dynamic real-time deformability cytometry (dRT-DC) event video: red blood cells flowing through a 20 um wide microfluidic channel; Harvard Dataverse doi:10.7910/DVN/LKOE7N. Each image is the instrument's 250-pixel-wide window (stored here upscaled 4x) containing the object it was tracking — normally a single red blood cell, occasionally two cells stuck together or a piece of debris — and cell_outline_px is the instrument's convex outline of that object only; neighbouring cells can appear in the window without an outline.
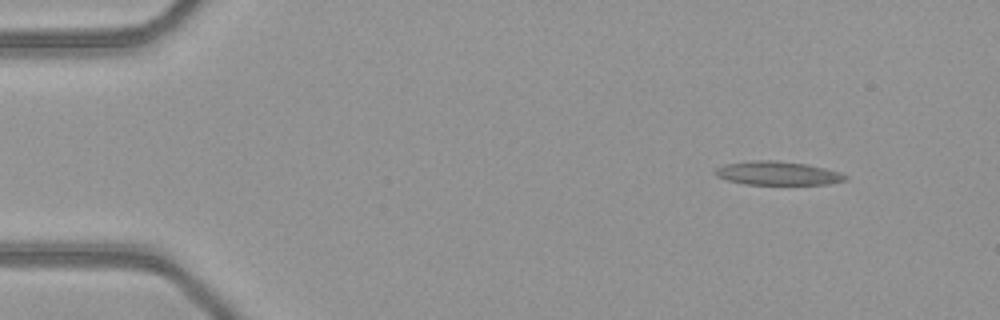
{"species": "common noctule bat (a hibernating species)", "species_latin": "Nyctalus noctula", "temperature_condition": "warm", "stored_images_in_passage": 46, "camera_frame_rate_fps": 3000, "um_per_image_px": 0.085, "animal": {"sex": "female", "body_mass_g": 21.9}, "frame": {"image": 1, "passage_image": 1, "time_ms": 0.0, "image_size_px": [1000, 320], "cell_outline_px": [[848, 180], [828, 184], [744, 184], [728, 180], [716, 176], [712, 172], [716, 168], [724, 164], [752, 160], [776, 160], [808, 164], [840, 172], [848, 176]], "centroid_in_image_um": [66.09, 14.72], "position_along_channel_um": 18.9, "area_um2": 18.09}}
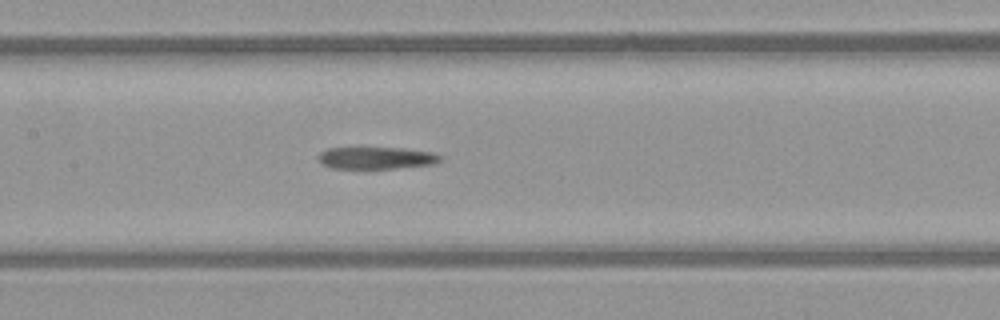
{"frame": {"image": 2, "passage_image": 20, "time_ms": 6.333, "image_size_px": [1000, 320], "cell_outline_px": [[444, 160], [436, 164], [396, 168], [332, 168], [320, 164], [316, 156], [320, 152], [328, 148], [404, 148], [432, 152], [444, 156]], "centroid_in_image_um": [32.02, 13.43], "position_along_channel_um": 175.4, "area_um2": 15.95}}
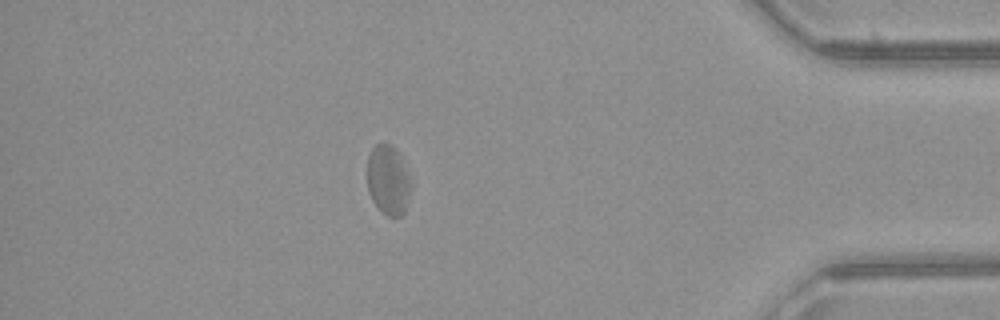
{"frame": {"image": 3, "passage_image": 40, "time_ms": 13.0, "image_size_px": [1000, 320], "cell_outline_px": [[412, 188], [404, 212], [400, 216], [388, 216], [372, 200], [368, 192], [368, 156], [372, 148], [376, 144], [392, 144], [396, 148], [412, 180]], "centroid_in_image_um": [33.02, 15.28], "position_along_channel_um": 402.2, "area_um2": 17.74}, "authors_computed_cell_mechanics": {"area_um2": 18.207, "velocity_mm_per_s": 4.0392, "shape_relaxation_time_tau1_ms": null, "shape_relaxation_time_tau2_ms": 4.9555, "deformation_change_tau1": null, "deformation_change_tau2": 0.1053}}